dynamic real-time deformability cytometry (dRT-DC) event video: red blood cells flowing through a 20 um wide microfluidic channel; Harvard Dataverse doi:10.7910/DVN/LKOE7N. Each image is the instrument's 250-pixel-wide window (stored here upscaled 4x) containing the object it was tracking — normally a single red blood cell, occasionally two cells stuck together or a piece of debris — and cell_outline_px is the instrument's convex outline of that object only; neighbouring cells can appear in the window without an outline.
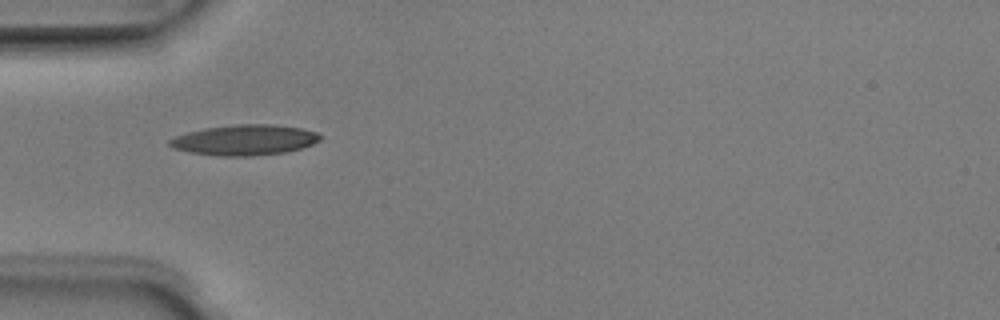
{"species": "Egyptian fruit bat (a non-hibernating species)", "species_latin": "Rousettus aegyptiacus", "temperature_condition": "room temperature", "stored_images_in_passage": 4, "camera_frame_rate_fps": 3000, "um_per_image_px": 0.085, "animal": {"sex": "male"}, "frame": {"image": 1, "passage_image": 4, "time_ms": 1.0, "image_size_px": [1000, 320], "cell_outline_px": [[320, 140], [312, 144], [300, 148], [284, 152], [248, 156], [220, 156], [188, 152], [172, 148], [168, 144], [168, 140], [176, 136], [188, 132], [204, 128], [236, 124], [272, 124], [300, 128], [316, 132], [320, 136]], "centroid_in_image_um": [20.74, 11.89], "position_along_channel_um": 64.3, "area_um2": 26.59}}